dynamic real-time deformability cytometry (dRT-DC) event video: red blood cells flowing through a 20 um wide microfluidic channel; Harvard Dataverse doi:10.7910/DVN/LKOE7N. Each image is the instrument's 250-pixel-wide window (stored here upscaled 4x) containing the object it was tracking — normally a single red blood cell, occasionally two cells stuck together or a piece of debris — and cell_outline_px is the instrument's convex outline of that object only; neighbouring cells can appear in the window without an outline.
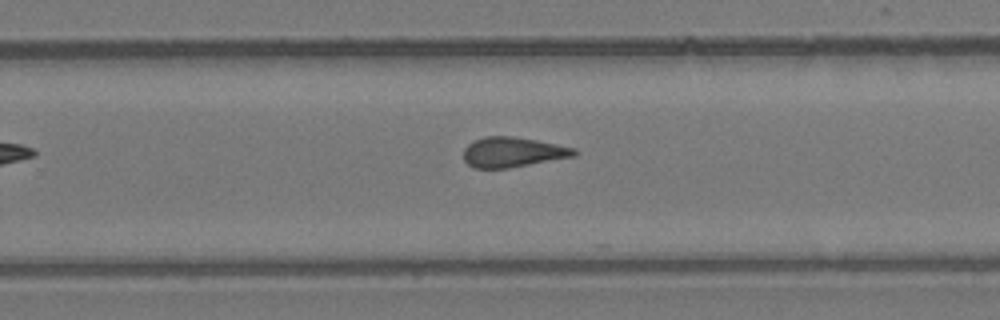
{"species": "common noctule bat (a hibernating species)", "species_latin": "Nyctalus noctula", "temperature_condition": "room temperature", "stored_images_in_passage": 22, "camera_frame_rate_fps": 3000, "um_per_image_px": 0.085, "animal": {"sex": "female", "body_mass_g": 24.6, "forearm_length_mm": 56.2}, "frame": {"image": 1, "passage_image": 16, "time_ms": 5.0, "image_size_px": [1000, 320], "cell_outline_px": [[580, 152], [576, 156], [508, 168], [472, 168], [464, 160], [464, 148], [468, 144], [484, 136], [512, 136], [536, 140], [576, 148]], "centroid_in_image_um": [43.61, 12.93], "position_along_channel_um": 286.2, "area_um2": 19.42}}
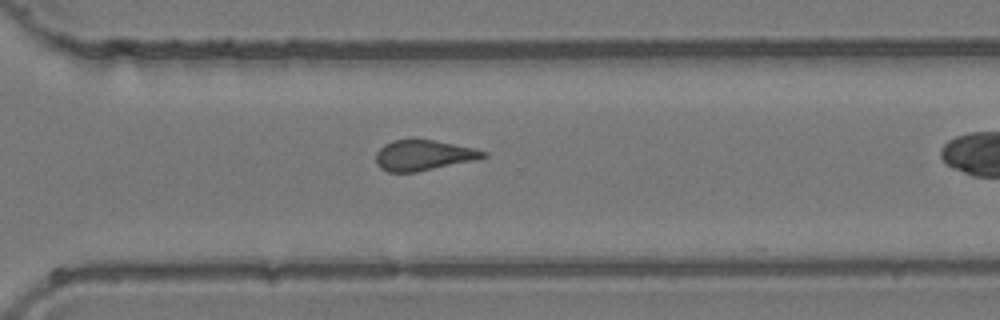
{"frame": {"image": 2, "passage_image": 19, "time_ms": 6.0, "image_size_px": [1000, 320], "cell_outline_px": [[488, 156], [472, 160], [416, 172], [388, 172], [380, 168], [376, 164], [376, 152], [384, 144], [392, 140], [436, 140], [472, 148], [488, 152]], "centroid_in_image_um": [35.95, 13.2], "position_along_channel_um": 334.7, "area_um2": 18.79}}